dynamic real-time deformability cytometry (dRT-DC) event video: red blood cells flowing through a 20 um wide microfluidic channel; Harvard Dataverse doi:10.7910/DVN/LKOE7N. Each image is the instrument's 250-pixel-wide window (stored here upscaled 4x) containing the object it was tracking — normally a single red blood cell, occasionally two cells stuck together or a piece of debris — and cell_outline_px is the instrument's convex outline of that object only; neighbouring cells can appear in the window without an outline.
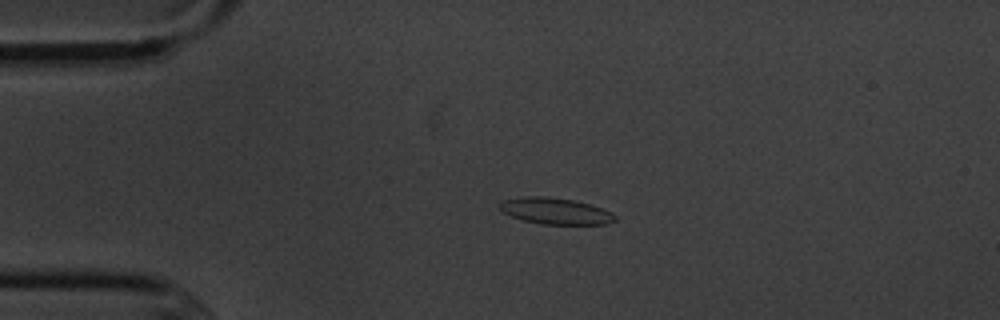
{"species": "common noctule bat (a hibernating species)", "species_latin": "Nyctalus noctula", "temperature_condition": "cold", "stored_images_in_passage": 4, "camera_frame_rate_fps": 3000, "um_per_image_px": 0.085, "animal": {"sex": "male", "body_mass_g": 20.1, "forearm_length_mm": 53.5}, "frame": {"image": 1, "passage_image": 3, "time_ms": 2.333, "image_size_px": [1000, 320], "cell_outline_px": [[616, 220], [608, 224], [544, 224], [524, 220], [500, 212], [496, 208], [500, 200], [524, 196], [544, 196], [576, 200], [592, 204], [612, 212], [616, 216]], "centroid_in_image_um": [47.17, 17.92], "position_along_channel_um": 37.8, "area_um2": 18.09}}